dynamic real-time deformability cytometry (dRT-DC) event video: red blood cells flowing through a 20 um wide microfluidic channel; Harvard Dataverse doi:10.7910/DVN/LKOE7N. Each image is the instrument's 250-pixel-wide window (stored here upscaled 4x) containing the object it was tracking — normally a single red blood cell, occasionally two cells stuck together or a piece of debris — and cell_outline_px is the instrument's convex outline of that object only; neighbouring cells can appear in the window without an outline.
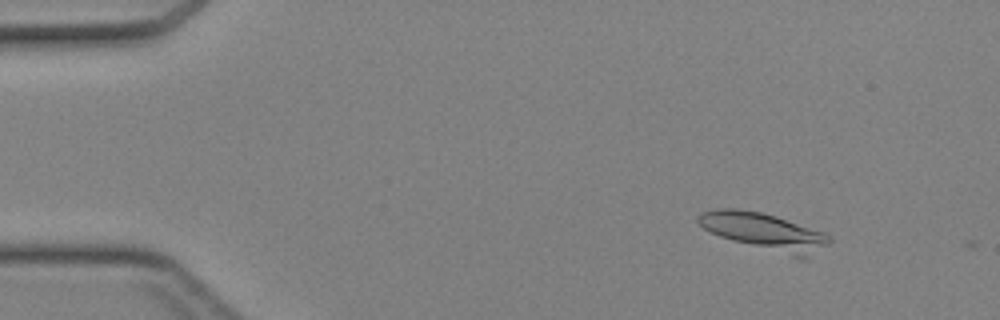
{"species": "Egyptian fruit bat (a non-hibernating species)", "species_latin": "Rousettus aegyptiacus", "temperature_condition": "cold", "stored_images_in_passage": 9, "camera_frame_rate_fps": 3000, "um_per_image_px": 0.085, "animal": {"sex": "female"}, "frame": {"image": 1, "passage_image": 5, "time_ms": 1.333, "image_size_px": [1000, 320], "cell_outline_px": [[832, 240], [828, 244], [804, 260], [732, 240], [720, 236], [704, 228], [696, 220], [700, 212], [716, 208], [736, 208], [760, 212], [776, 216], [824, 232], [832, 236]], "centroid_in_image_um": [64.99, 19.68], "position_along_channel_um": 20.0, "area_um2": 28.21}}